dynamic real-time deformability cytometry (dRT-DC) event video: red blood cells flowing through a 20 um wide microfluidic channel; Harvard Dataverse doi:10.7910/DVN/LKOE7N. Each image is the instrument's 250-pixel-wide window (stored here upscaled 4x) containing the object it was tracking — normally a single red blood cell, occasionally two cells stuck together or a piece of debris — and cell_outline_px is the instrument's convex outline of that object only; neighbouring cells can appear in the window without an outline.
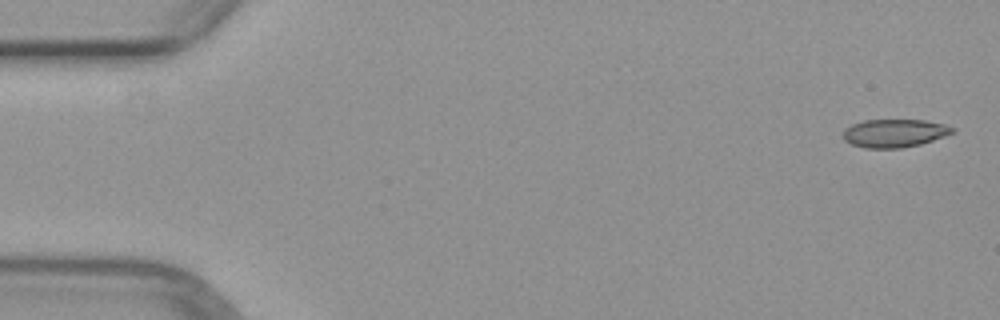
{"species": "common noctule bat (a hibernating species)", "species_latin": "Nyctalus noctula", "temperature_condition": "warm", "stored_images_in_passage": 4, "camera_frame_rate_fps": 3000, "um_per_image_px": 0.085, "animal": {"sex": "female", "body_mass_g": 29.2, "forearm_length_mm": 56.3}, "frame": {"image": 1, "passage_image": 1, "time_ms": 0.0, "image_size_px": [1000, 320], "cell_outline_px": [[956, 132], [920, 144], [900, 148], [864, 148], [852, 144], [844, 140], [844, 128], [852, 124], [864, 120], [924, 120], [944, 124], [956, 128]], "centroid_in_image_um": [76.04, 11.31], "position_along_channel_um": 9.0, "area_um2": 17.92}}
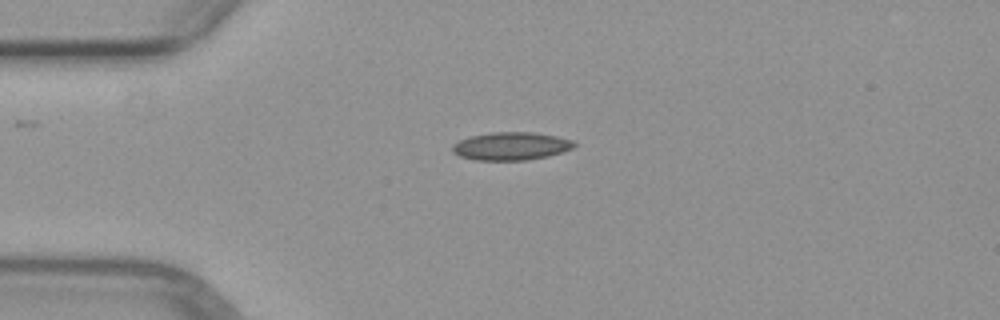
{"frame": {"image": 2, "passage_image": 4, "time_ms": 3.667, "image_size_px": [1000, 320], "cell_outline_px": [[576, 144], [572, 148], [548, 156], [528, 160], [476, 160], [460, 156], [452, 152], [452, 144], [460, 140], [472, 136], [492, 132], [532, 132], [556, 136], [572, 140]], "centroid_in_image_um": [43.42, 12.42], "position_along_channel_um": 41.6, "area_um2": 19.71}}